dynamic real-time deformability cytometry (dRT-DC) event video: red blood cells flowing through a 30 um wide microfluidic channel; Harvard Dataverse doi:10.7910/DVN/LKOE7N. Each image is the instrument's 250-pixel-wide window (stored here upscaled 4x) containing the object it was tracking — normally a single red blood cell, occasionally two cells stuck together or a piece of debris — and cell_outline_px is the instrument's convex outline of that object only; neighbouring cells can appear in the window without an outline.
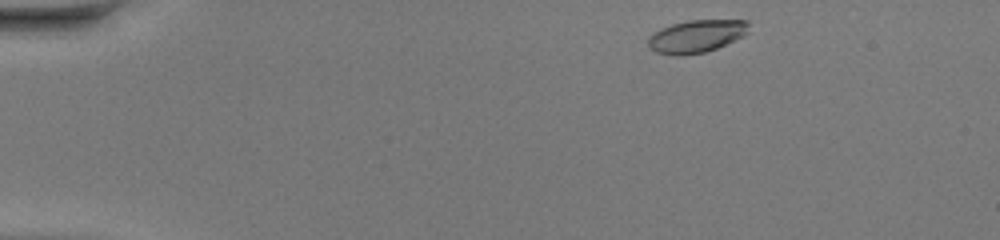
{"species": "common noctule bat (a hibernating species)", "species_latin": "Nyctalus noctula", "temperature_condition": "warm", "stored_images_in_passage": 42, "camera_frame_rate_fps": 3000, "um_per_image_px": 0.085, "animal": {"sex": "female", "body_mass_g": 20.0, "forearm_length_mm": 54.0}, "frame": {"image": 1, "passage_image": 1, "time_ms": 0.0, "image_size_px": [1000, 240], "cell_outline_px": [[748, 32], [744, 36], [716, 48], [704, 52], [680, 56], [676, 56], [656, 52], [648, 48], [648, 36], [660, 28], [672, 24], [688, 20], [748, 20]], "centroid_in_image_um": [59.16, 3.08], "position_along_channel_um": 25.8, "area_um2": 19.25}}
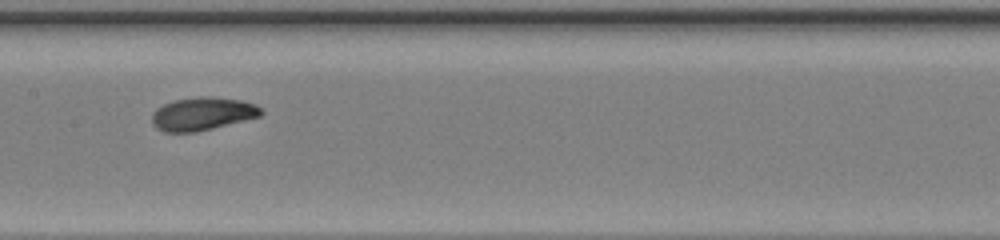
{"frame": {"image": 2, "passage_image": 19, "time_ms": 6.0, "image_size_px": [1000, 240], "cell_outline_px": [[264, 112], [260, 116], [196, 132], [164, 132], [156, 128], [152, 124], [152, 112], [156, 108], [172, 100], [196, 96], [208, 96], [240, 100], [256, 104]], "centroid_in_image_um": [17.17, 9.66], "position_along_channel_um": 190.2, "area_um2": 21.1}}
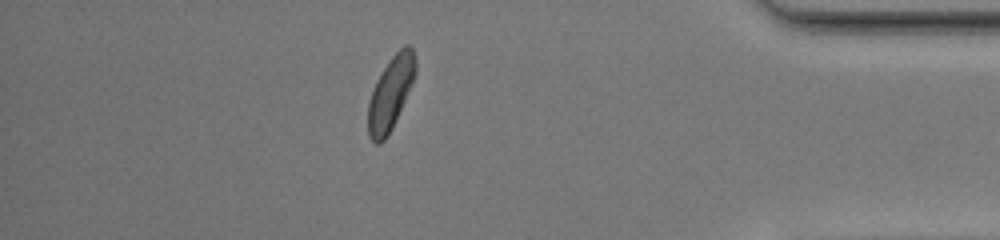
{"frame": {"image": 3, "passage_image": 36, "time_ms": 11.667, "image_size_px": [1000, 240], "cell_outline_px": [[416, 72], [412, 84], [392, 128], [388, 136], [380, 144], [376, 144], [368, 136], [368, 100], [376, 80], [392, 56], [404, 44], [408, 44], [412, 48], [416, 60]], "centroid_in_image_um": [33.19, 7.93], "position_along_channel_um": 402.0, "area_um2": 20.17}, "authors_computed_cell_mechanics": {"area_um2": 20.0855, "velocity_mm_per_s": 4.3177, "shape_relaxation_time_tau1_ms": 2.5156, "shape_relaxation_time_tau2_ms": 1.1463, "deformation_change_tau1": 0.1267, "deformation_change_tau2": 0.0616}}